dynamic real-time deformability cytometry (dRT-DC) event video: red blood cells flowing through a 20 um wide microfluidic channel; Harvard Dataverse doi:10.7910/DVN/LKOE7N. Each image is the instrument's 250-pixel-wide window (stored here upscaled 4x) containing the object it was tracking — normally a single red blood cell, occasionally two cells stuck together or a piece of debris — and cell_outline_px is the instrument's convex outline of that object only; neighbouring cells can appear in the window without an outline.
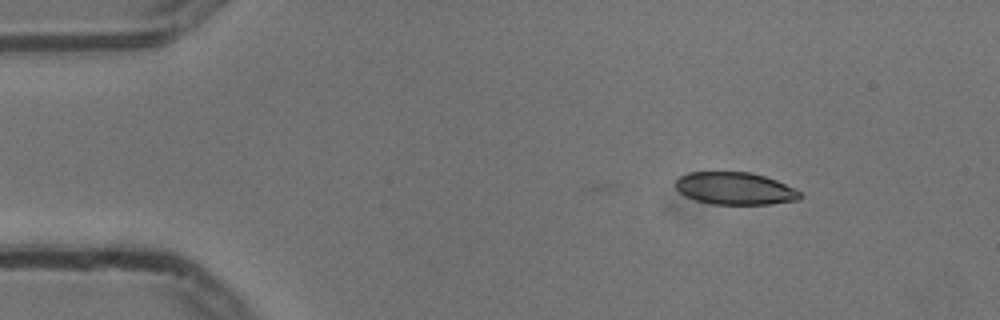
{"species": "common noctule bat (a hibernating species)", "species_latin": "Nyctalus noctula", "temperature_condition": "cold", "stored_images_in_passage": 4, "camera_frame_rate_fps": 3000, "um_per_image_px": 0.085, "animal": {"sex": "male", "body_mass_g": 13.3}, "frame": {"image": 1, "passage_image": 1, "time_ms": 0.0, "image_size_px": [1000, 320], "cell_outline_px": [[804, 196], [800, 200], [772, 204], [712, 204], [696, 200], [684, 196], [676, 188], [676, 180], [680, 176], [688, 172], [752, 172], [776, 180], [800, 192]], "centroid_in_image_um": [62.48, 16.02], "position_along_channel_um": 22.5, "area_um2": 23.52}}